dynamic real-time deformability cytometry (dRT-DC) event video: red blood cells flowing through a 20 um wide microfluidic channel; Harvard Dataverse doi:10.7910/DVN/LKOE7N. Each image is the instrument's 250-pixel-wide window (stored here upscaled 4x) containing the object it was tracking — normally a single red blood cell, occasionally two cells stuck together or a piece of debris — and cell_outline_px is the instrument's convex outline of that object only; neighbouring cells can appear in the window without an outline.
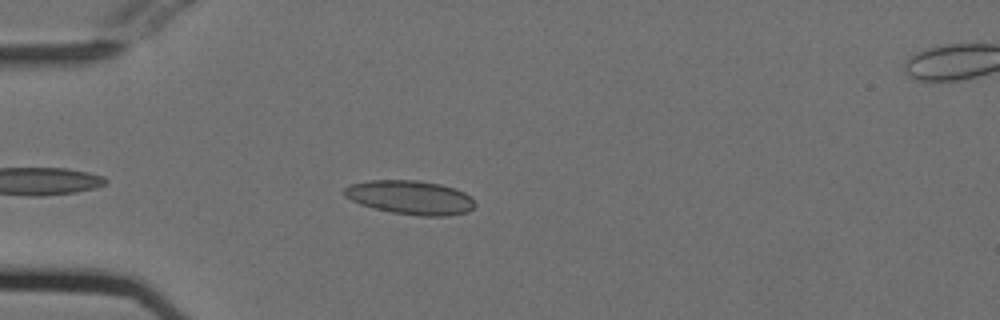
{"species": "Egyptian fruit bat (a non-hibernating species)", "species_latin": "Rousettus aegyptiacus", "temperature_condition": "cold", "stored_images_in_passage": 24, "camera_frame_rate_fps": 3000, "um_per_image_px": 0.085, "animal": {"sex": "female"}, "frame": {"image": 1, "passage_image": 6, "time_ms": 1.667, "image_size_px": [1000, 320], "cell_outline_px": [[476, 204], [468, 212], [448, 216], [420, 216], [392, 212], [360, 204], [344, 196], [344, 188], [352, 184], [368, 180], [416, 180], [440, 184], [464, 192], [472, 196]], "centroid_in_image_um": [34.91, 16.78], "position_along_channel_um": 50.1, "area_um2": 25.78}}
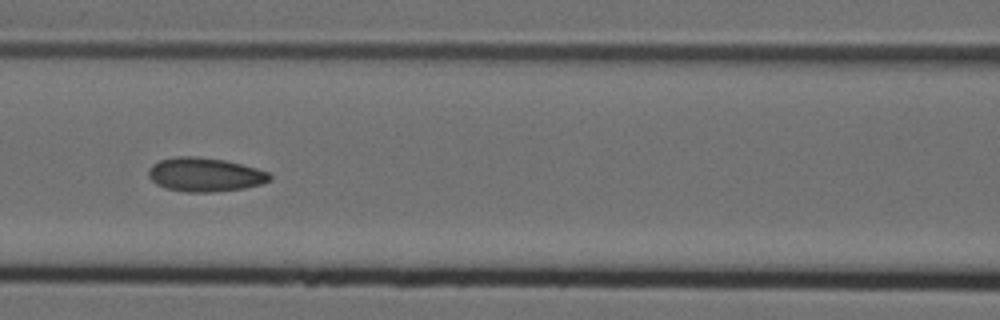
{"frame": {"image": 2, "passage_image": 15, "time_ms": 4.667, "image_size_px": [1000, 320], "cell_outline_px": [[272, 180], [260, 184], [244, 188], [212, 192], [184, 192], [164, 188], [156, 184], [148, 176], [148, 168], [152, 164], [160, 160], [176, 156], [196, 156], [224, 160], [256, 168], [268, 172], [272, 176]], "centroid_in_image_um": [17.39, 14.84], "position_along_channel_um": 149.2, "area_um2": 24.04}}
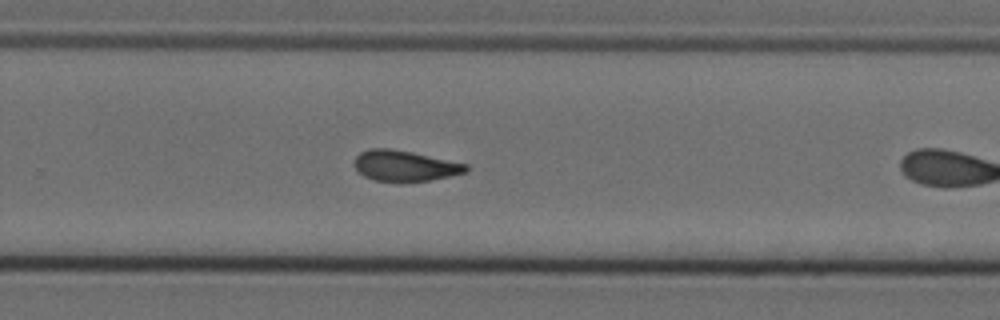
{"frame": {"image": 3, "passage_image": 23, "time_ms": 7.333, "image_size_px": [1000, 320], "cell_outline_px": [[468, 172], [428, 180], [372, 180], [364, 176], [356, 168], [356, 156], [360, 152], [368, 148], [388, 148], [412, 152], [468, 164]], "centroid_in_image_um": [34.42, 14.06], "position_along_channel_um": 295.4, "area_um2": 19.48}}